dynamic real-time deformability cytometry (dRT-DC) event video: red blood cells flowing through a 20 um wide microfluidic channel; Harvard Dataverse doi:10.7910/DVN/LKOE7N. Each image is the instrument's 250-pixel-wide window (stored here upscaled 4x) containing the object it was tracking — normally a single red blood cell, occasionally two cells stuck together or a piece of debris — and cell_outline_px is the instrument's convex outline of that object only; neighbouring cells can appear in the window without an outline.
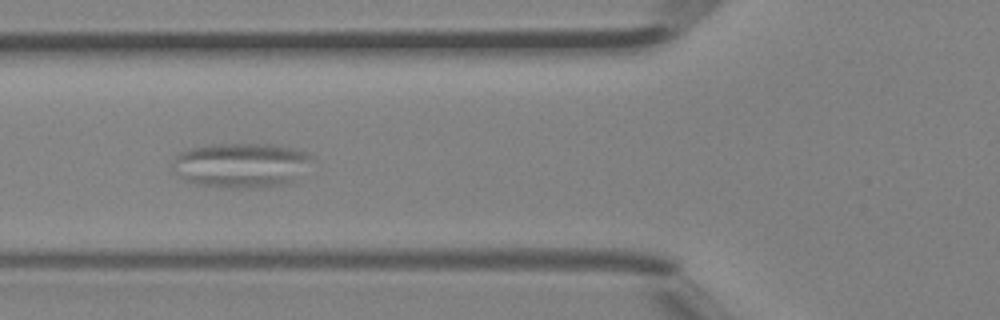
{"species": "Egyptian fruit bat (a non-hibernating species)", "species_latin": "Rousettus aegyptiacus", "temperature_condition": "room temperature", "stored_images_in_passage": 7, "camera_frame_rate_fps": 3000, "um_per_image_px": 0.085, "animal": {"sex": "female"}, "frame": {"image": 1, "passage_image": 5, "time_ms": 1.333, "image_size_px": [1000, 320], "cell_outline_px": [[312, 160], [288, 184], [268, 188], [224, 188], [196, 184], [184, 180], [172, 172], [172, 164], [176, 156], [180, 152], [188, 148], [204, 144], [276, 144], [308, 152], [312, 156]], "centroid_in_image_um": [20.43, 14.04], "position_along_channel_um": 105.4, "area_um2": 36.93}}
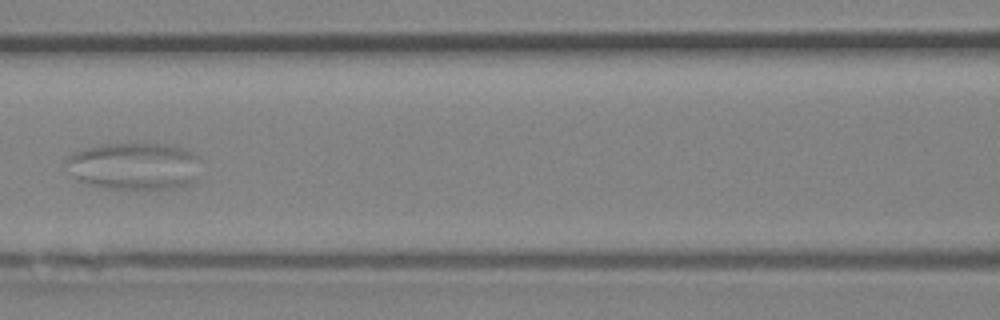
{"frame": {"image": 2, "passage_image": 6, "time_ms": 1.667, "image_size_px": [1000, 320], "cell_outline_px": [[196, 156], [192, 184], [176, 188], [104, 188], [88, 184], [72, 176], [64, 164], [68, 156], [76, 152], [88, 148], [104, 144], [164, 144], [180, 148]], "centroid_in_image_um": [11.3, 14.13], "position_along_channel_um": 155.3, "area_um2": 36.07}}
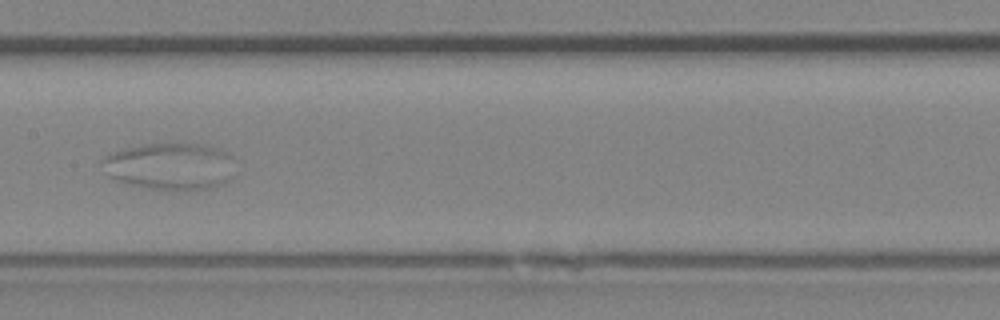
{"frame": {"image": 3, "passage_image": 7, "time_ms": 2.0, "image_size_px": [1000, 320], "cell_outline_px": [[232, 156], [228, 180], [212, 188], [180, 192], [152, 188], [132, 184], [120, 180], [112, 176], [100, 160], [104, 156], [112, 152], [124, 148], [148, 144], [204, 144], [220, 148], [228, 152]], "centroid_in_image_um": [14.49, 14.13], "position_along_channel_um": 192.9, "area_um2": 35.95}}